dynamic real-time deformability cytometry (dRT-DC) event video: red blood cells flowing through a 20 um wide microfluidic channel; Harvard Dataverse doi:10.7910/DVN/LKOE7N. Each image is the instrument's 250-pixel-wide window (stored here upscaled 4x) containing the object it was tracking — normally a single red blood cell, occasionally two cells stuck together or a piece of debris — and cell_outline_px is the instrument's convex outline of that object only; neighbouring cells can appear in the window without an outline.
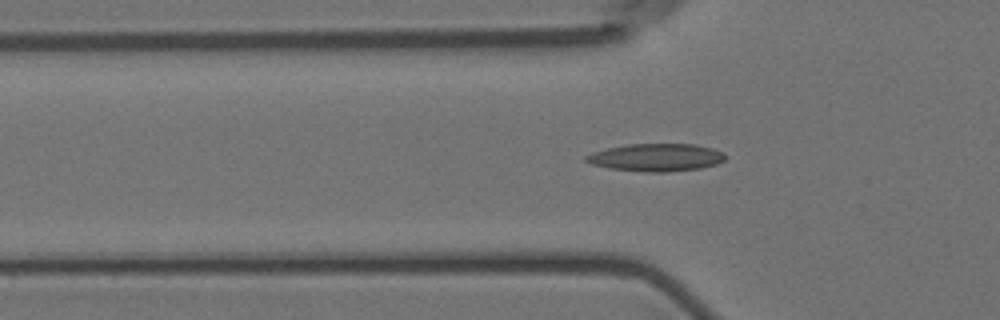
{"species": "Egyptian fruit bat (a non-hibernating species)", "species_latin": "Rousettus aegyptiacus", "temperature_condition": "room temperature", "stored_images_in_passage": 38, "camera_frame_rate_fps": 3000, "um_per_image_px": 0.085, "animal": {"sex": "female"}, "frame": {"image": 1, "passage_image": 2, "time_ms": 0.333, "image_size_px": [1000, 320], "cell_outline_px": [[724, 160], [716, 164], [700, 168], [668, 172], [648, 172], [608, 168], [592, 164], [584, 160], [584, 156], [592, 152], [608, 148], [628, 144], [696, 144], [712, 148], [720, 152], [724, 156]], "centroid_in_image_um": [55.73, 13.38], "position_along_channel_um": 70.1, "area_um2": 22.31}}
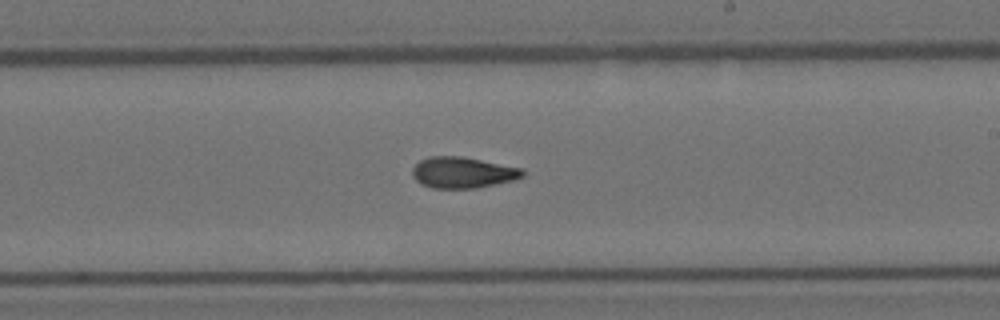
{"frame": {"image": 2, "passage_image": 17, "time_ms": 5.333, "image_size_px": [1000, 320], "cell_outline_px": [[524, 176], [512, 180], [476, 188], [432, 188], [420, 184], [412, 176], [412, 168], [420, 160], [428, 156], [460, 156], [524, 168]], "centroid_in_image_um": [39.31, 14.66], "position_along_channel_um": 249.7, "area_um2": 20.0}}
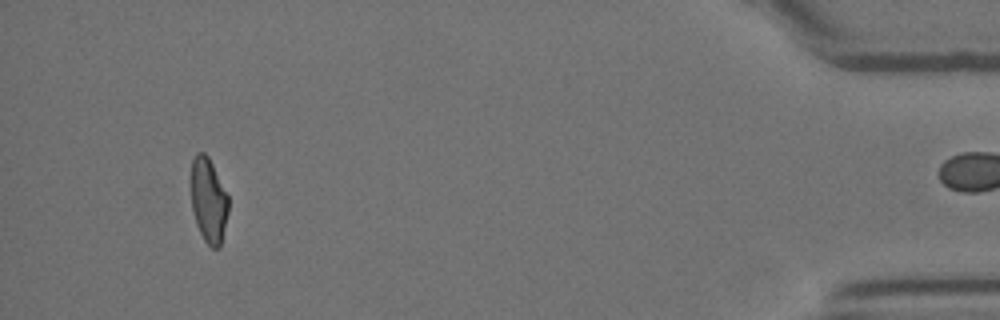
{"frame": {"image": 3, "passage_image": 37, "time_ms": 12.0, "image_size_px": [1000, 320], "cell_outline_px": [[228, 212], [220, 248], [212, 248], [204, 240], [196, 224], [192, 208], [192, 160], [196, 152], [204, 152], [208, 156], [228, 196]], "centroid_in_image_um": [17.73, 17.04], "position_along_channel_um": 417.5, "area_um2": 18.21}}